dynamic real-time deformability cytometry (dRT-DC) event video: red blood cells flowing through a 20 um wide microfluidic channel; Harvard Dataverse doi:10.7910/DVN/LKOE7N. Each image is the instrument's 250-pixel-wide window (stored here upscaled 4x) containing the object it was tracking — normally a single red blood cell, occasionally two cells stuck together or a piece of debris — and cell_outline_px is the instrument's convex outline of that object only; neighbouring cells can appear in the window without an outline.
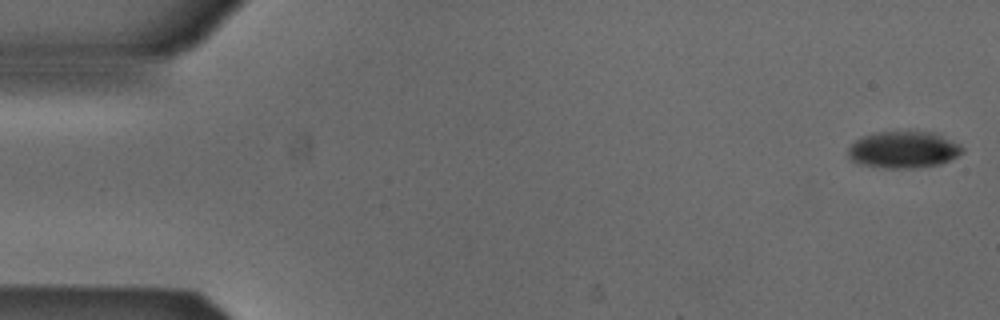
{"species": "Egyptian fruit bat (a non-hibernating species)", "species_latin": "Rousettus aegyptiacus", "temperature_condition": "cold", "stored_images_in_passage": 10, "camera_frame_rate_fps": 3000, "um_per_image_px": 0.085, "animal": {"sex": "male"}, "frame": {"image": 1, "passage_image": 1, "time_ms": 0.0, "image_size_px": [1000, 320], "cell_outline_px": [[964, 152], [940, 164], [912, 168], [884, 168], [860, 164], [852, 160], [848, 156], [848, 148], [856, 140], [864, 136], [876, 132], [932, 132], [960, 144], [964, 148]], "centroid_in_image_um": [76.79, 12.73], "position_along_channel_um": 8.2, "area_um2": 24.22}}